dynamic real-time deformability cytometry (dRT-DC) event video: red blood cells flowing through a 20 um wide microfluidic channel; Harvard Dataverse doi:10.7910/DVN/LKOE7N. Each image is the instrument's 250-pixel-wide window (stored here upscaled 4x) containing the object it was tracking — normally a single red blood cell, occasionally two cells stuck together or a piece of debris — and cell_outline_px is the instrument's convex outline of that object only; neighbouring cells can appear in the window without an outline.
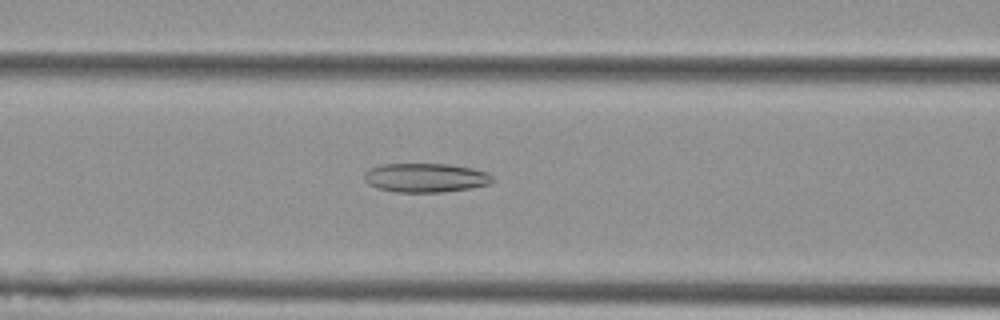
{"species": "Egyptian fruit bat (a non-hibernating species)", "species_latin": "Rousettus aegyptiacus", "temperature_condition": "cold", "stored_images_in_passage": 52, "camera_frame_rate_fps": 3000, "um_per_image_px": 0.085, "animal": {"sex": "female"}, "frame": {"image": 1, "passage_image": 21, "time_ms": 6.667, "image_size_px": [1000, 320], "cell_outline_px": [[492, 180], [488, 184], [468, 188], [444, 192], [396, 192], [376, 188], [368, 184], [364, 180], [364, 172], [368, 168], [380, 164], [448, 164], [472, 168], [488, 172], [492, 176]], "centroid_in_image_um": [36.11, 15.1], "position_along_channel_um": 130.5, "area_um2": 21.79}}
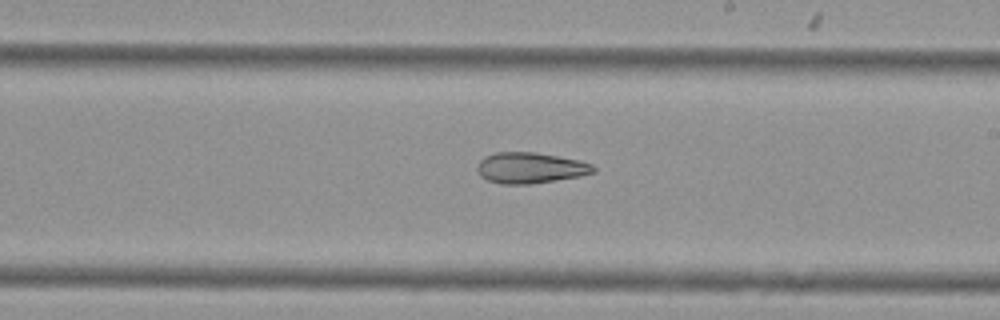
{"frame": {"image": 2, "passage_image": 30, "time_ms": 9.667, "image_size_px": [1000, 320], "cell_outline_px": [[596, 172], [580, 176], [556, 180], [528, 184], [504, 184], [488, 180], [480, 176], [476, 168], [476, 164], [484, 156], [496, 152], [536, 152], [580, 160], [592, 164], [596, 168]], "centroid_in_image_um": [45.07, 14.26], "position_along_channel_um": 243.9, "area_um2": 21.04}}
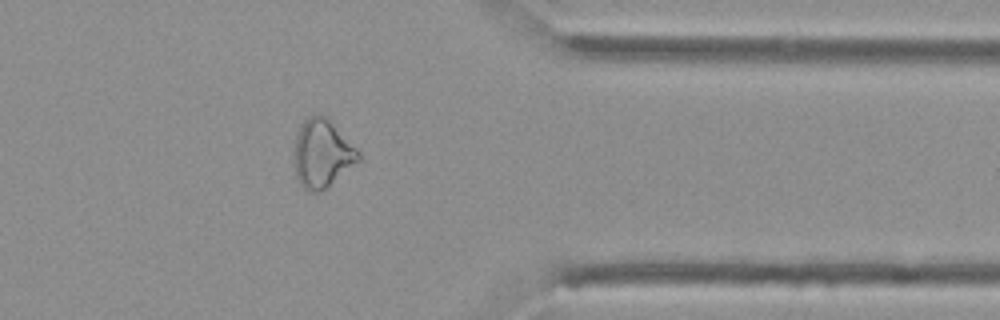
{"frame": {"image": 3, "passage_image": 42, "time_ms": 13.667, "image_size_px": [1000, 320], "cell_outline_px": [[360, 160], [320, 192], [308, 192], [300, 184], [296, 176], [292, 156], [292, 152], [296, 132], [304, 120], [312, 112], [320, 112], [360, 152]], "centroid_in_image_um": [27.31, 13.03], "position_along_channel_um": 384.1, "area_um2": 25.66}, "authors_computed_cell_mechanics": {"area_um2": 25.3742, "velocity_mm_per_s": 3.8006, "shape_relaxation_time_tau1_ms": null, "shape_relaxation_time_tau2_ms": 8.7216, "deformation_change_tau1": null, "deformation_change_tau2": 0.2061}}